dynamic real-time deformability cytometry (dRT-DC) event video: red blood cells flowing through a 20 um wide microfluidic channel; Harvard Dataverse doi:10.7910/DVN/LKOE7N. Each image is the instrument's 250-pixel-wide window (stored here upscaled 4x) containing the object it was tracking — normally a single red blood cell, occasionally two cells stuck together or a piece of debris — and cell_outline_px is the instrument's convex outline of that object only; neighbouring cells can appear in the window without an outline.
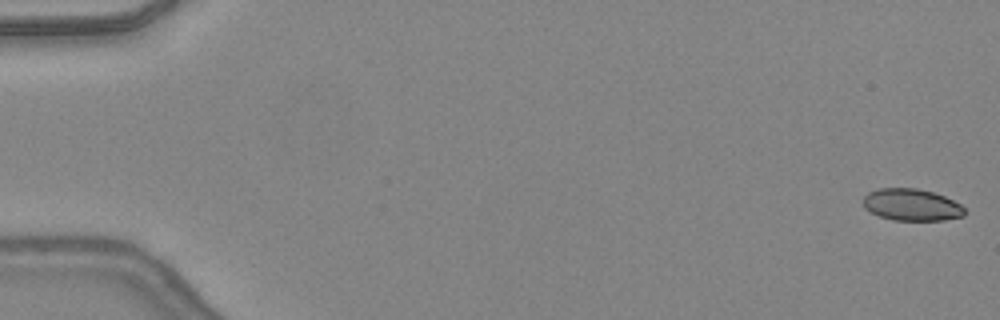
{"species": "common noctule bat (a hibernating species)", "species_latin": "Nyctalus noctula", "temperature_condition": "warm", "stored_images_in_passage": 48, "camera_frame_rate_fps": 3000, "um_per_image_px": 0.085, "animal": {"sex": "female", "body_mass_g": 24.6, "forearm_length_mm": 56.2}, "frame": {"image": 1, "passage_image": 1, "time_ms": 0.0, "image_size_px": [1000, 320], "cell_outline_px": [[964, 216], [944, 220], [892, 220], [880, 216], [864, 208], [864, 196], [868, 192], [880, 188], [916, 188], [932, 192], [944, 196], [960, 204], [964, 208]], "centroid_in_image_um": [77.48, 17.41], "position_along_channel_um": 7.5, "area_um2": 18.73}}
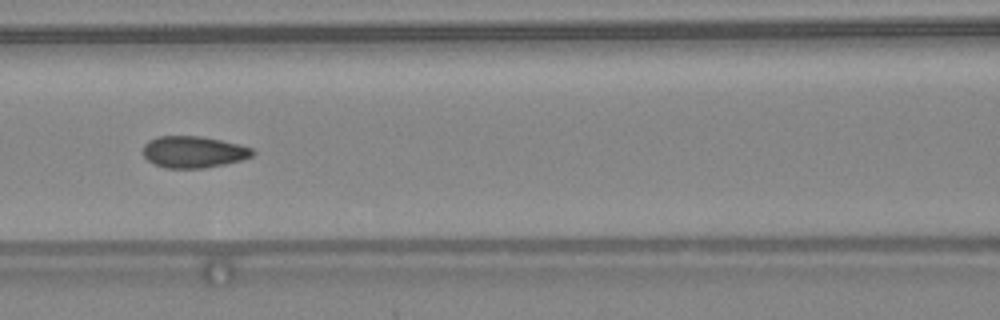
{"frame": {"image": 2, "passage_image": 22, "time_ms": 7.0, "image_size_px": [1000, 320], "cell_outline_px": [[256, 152], [252, 156], [240, 160], [224, 164], [204, 168], [164, 168], [148, 160], [144, 156], [144, 144], [148, 140], [160, 136], [200, 136], [240, 144], [252, 148]], "centroid_in_image_um": [16.46, 12.91], "position_along_channel_um": 150.1, "area_um2": 20.11}}
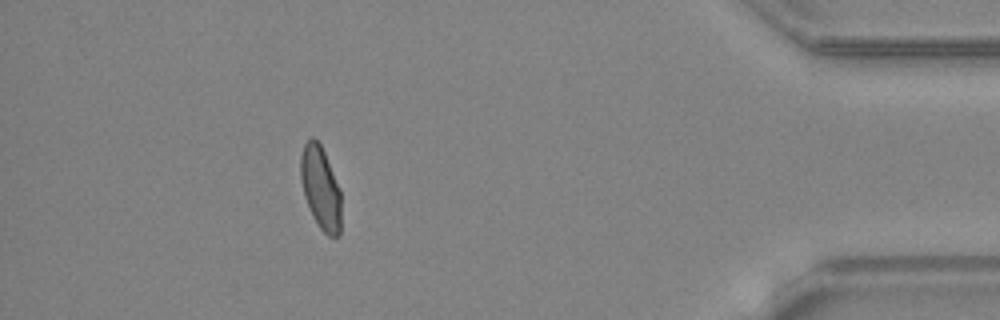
{"frame": {"image": 3, "passage_image": 43, "time_ms": 14.0, "image_size_px": [1000, 320], "cell_outline_px": [[340, 236], [328, 236], [320, 228], [312, 216], [304, 196], [300, 180], [300, 156], [304, 144], [312, 136], [320, 144], [324, 152], [340, 188]], "centroid_in_image_um": [27.23, 15.97], "position_along_channel_um": 408.0, "area_um2": 19.59}, "authors_computed_cell_mechanics": {"area_um2": 20.0855, "velocity_mm_per_s": 4.4095, "shape_relaxation_time_tau1_ms": null, "shape_relaxation_time_tau2_ms": 0.6476, "deformation_change_tau1": null, "deformation_change_tau2": 0.0582}}